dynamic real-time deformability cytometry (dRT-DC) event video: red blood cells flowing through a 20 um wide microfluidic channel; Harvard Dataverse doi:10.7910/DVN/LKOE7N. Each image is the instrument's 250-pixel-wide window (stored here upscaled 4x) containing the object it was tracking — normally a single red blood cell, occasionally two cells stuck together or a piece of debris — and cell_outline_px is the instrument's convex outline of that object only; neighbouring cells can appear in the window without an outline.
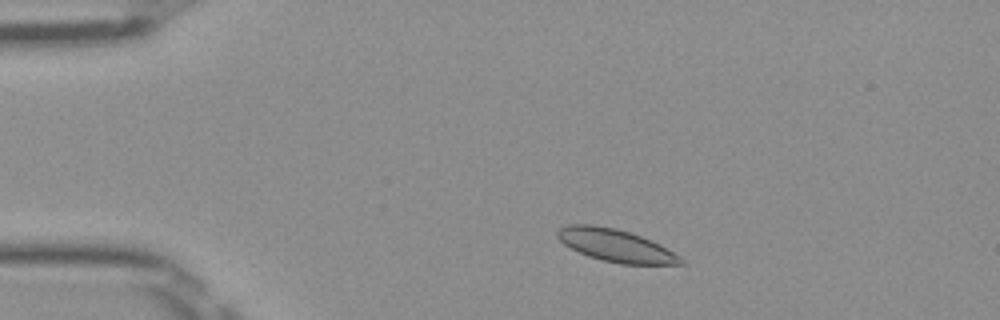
{"species": "Egyptian fruit bat (a non-hibernating species)", "species_latin": "Rousettus aegyptiacus", "temperature_condition": "room temperature", "stored_images_in_passage": 47, "camera_frame_rate_fps": 3000, "um_per_image_px": 0.085, "frame": {"image": 1, "passage_image": 6, "time_ms": 1.667, "image_size_px": [1000, 320], "cell_outline_px": [[684, 264], [620, 264], [588, 256], [564, 244], [556, 236], [556, 232], [560, 228], [568, 224], [592, 224], [616, 228], [640, 236], [660, 244], [680, 256], [684, 260]], "centroid_in_image_um": [52.33, 20.86], "position_along_channel_um": 32.7, "area_um2": 23.18}}
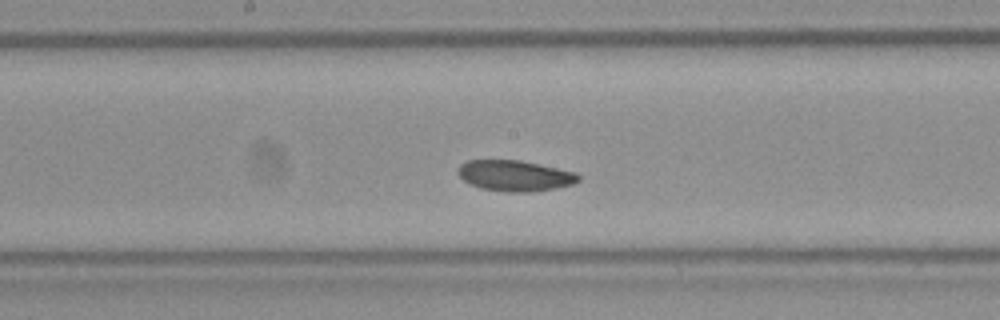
{"frame": {"image": 2, "passage_image": 23, "time_ms": 7.333, "image_size_px": [1000, 320], "cell_outline_px": [[580, 180], [572, 184], [556, 188], [528, 192], [508, 192], [480, 188], [464, 180], [456, 172], [460, 164], [468, 160], [520, 160], [540, 164], [576, 172], [580, 176]], "centroid_in_image_um": [43.77, 14.93], "position_along_channel_um": 204.4, "area_um2": 21.62}}
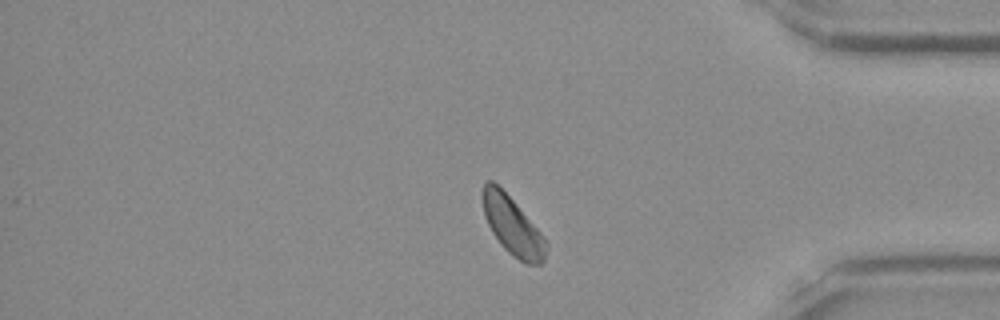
{"frame": {"image": 3, "passage_image": 39, "time_ms": 12.667, "image_size_px": [1000, 320], "cell_outline_px": [[548, 248], [544, 260], [540, 264], [524, 264], [508, 252], [500, 244], [492, 232], [484, 216], [480, 196], [480, 192], [484, 184], [488, 180], [492, 180], [516, 204], [540, 232], [548, 244]], "centroid_in_image_um": [43.53, 19.21], "position_along_channel_um": 391.7, "area_um2": 21.5}}